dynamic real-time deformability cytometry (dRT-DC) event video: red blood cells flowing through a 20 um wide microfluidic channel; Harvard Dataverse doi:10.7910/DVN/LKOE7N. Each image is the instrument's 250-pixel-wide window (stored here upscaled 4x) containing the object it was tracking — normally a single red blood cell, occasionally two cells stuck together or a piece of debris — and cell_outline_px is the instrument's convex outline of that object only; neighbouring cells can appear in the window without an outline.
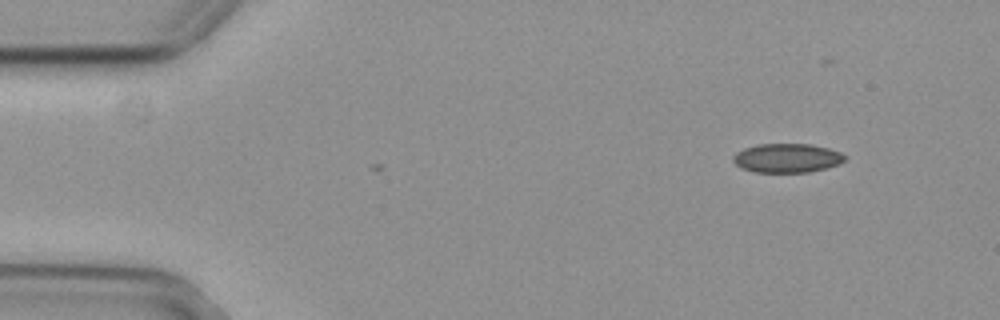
{"species": "common noctule bat (a hibernating species)", "species_latin": "Nyctalus noctula", "temperature_condition": "cold", "stored_images_in_passage": 6, "camera_frame_rate_fps": 3000, "um_per_image_px": 0.085, "animal": {"sex": "female", "body_mass_g": 29.2, "forearm_length_mm": 56.3}, "frame": {"image": 1, "passage_image": 6, "time_ms": 1.667, "image_size_px": [1000, 320], "cell_outline_px": [[848, 156], [840, 164], [808, 172], [752, 172], [740, 168], [732, 160], [732, 156], [736, 152], [744, 148], [756, 144], [808, 144], [828, 148], [840, 152]], "centroid_in_image_um": [66.87, 13.43], "position_along_channel_um": 18.1, "area_um2": 19.02}}